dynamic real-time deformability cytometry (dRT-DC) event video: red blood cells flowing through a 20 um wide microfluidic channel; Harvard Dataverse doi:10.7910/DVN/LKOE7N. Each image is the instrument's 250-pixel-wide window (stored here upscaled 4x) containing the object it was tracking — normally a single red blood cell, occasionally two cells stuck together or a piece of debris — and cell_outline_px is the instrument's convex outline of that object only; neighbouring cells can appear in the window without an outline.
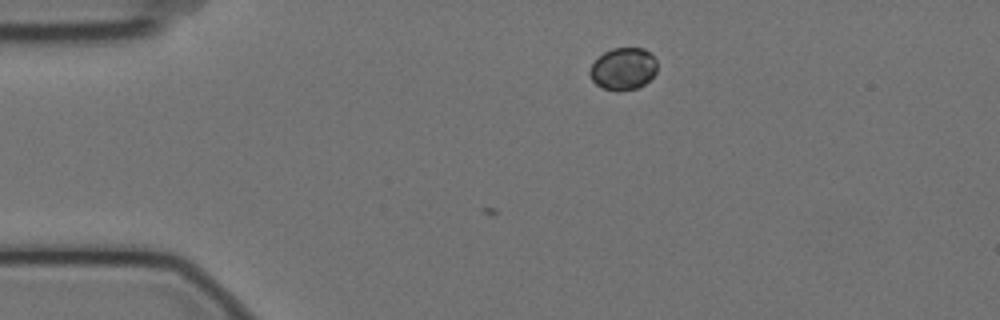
{"species": "Egyptian fruit bat (a non-hibernating species)", "species_latin": "Rousettus aegyptiacus", "temperature_condition": "cold", "stored_images_in_passage": 3, "camera_frame_rate_fps": 3000, "um_per_image_px": 0.085, "animal": {"sex": "female"}, "frame": {"image": 1, "passage_image": 3, "time_ms": 0.667, "image_size_px": [1000, 320], "cell_outline_px": [[656, 72], [644, 84], [636, 88], [600, 88], [592, 80], [588, 72], [592, 64], [604, 52], [612, 48], [644, 48], [656, 60]], "centroid_in_image_um": [52.96, 5.81], "position_along_channel_um": 32.0, "area_um2": 16.01}}